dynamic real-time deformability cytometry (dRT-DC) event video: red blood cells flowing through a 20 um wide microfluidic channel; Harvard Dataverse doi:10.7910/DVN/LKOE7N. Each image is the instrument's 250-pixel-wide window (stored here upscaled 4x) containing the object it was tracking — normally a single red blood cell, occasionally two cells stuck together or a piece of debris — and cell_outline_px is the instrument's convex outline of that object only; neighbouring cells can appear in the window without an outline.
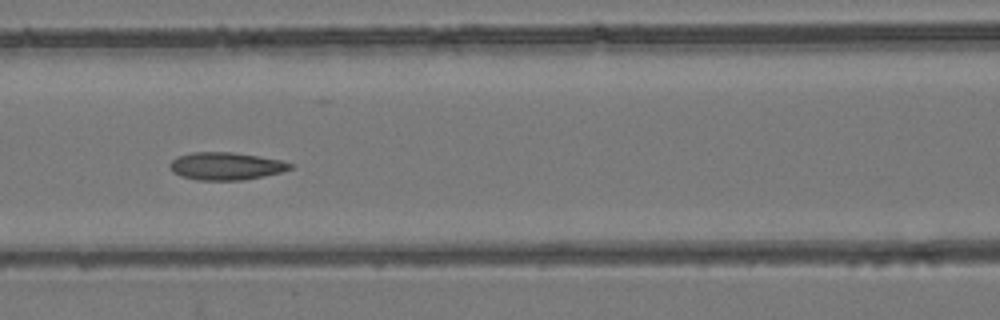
{"species": "common noctule bat (a hibernating species)", "species_latin": "Nyctalus noctula", "temperature_condition": "room temperature", "stored_images_in_passage": 11, "camera_frame_rate_fps": 3000, "um_per_image_px": 0.085, "animal": {"sex": "female", "body_mass_g": 24.6, "forearm_length_mm": 56.2}, "frame": {"image": 1, "passage_image": 9, "time_ms": 2.667, "image_size_px": [1000, 320], "cell_outline_px": [[296, 164], [292, 168], [280, 172], [244, 180], [196, 180], [180, 176], [172, 172], [168, 164], [176, 156], [192, 152], [232, 152], [280, 160]], "centroid_in_image_um": [19.16, 14.12], "position_along_channel_um": 147.4, "area_um2": 19.42}}